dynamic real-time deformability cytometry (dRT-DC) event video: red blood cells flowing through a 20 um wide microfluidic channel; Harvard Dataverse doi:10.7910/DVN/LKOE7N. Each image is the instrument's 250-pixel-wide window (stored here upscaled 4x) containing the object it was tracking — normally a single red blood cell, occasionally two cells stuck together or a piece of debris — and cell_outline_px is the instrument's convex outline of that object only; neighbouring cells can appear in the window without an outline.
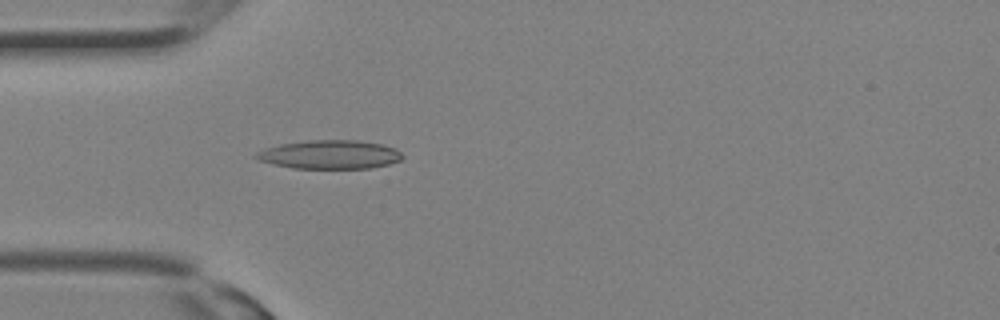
{"species": "Egyptian fruit bat (a non-hibernating species)", "species_latin": "Rousettus aegyptiacus", "temperature_condition": "room temperature", "stored_images_in_passage": 9, "camera_frame_rate_fps": 3000, "um_per_image_px": 0.085, "animal": {"sex": "female"}, "frame": {"image": 1, "passage_image": 3, "time_ms": 0.667, "image_size_px": [1000, 320], "cell_outline_px": [[404, 156], [400, 160], [388, 164], [372, 168], [292, 168], [272, 164], [260, 160], [252, 156], [256, 152], [264, 148], [280, 144], [308, 140], [356, 140], [384, 144], [396, 148]], "centroid_in_image_um": [28.03, 13.13], "position_along_channel_um": 57.0, "area_um2": 24.62}}
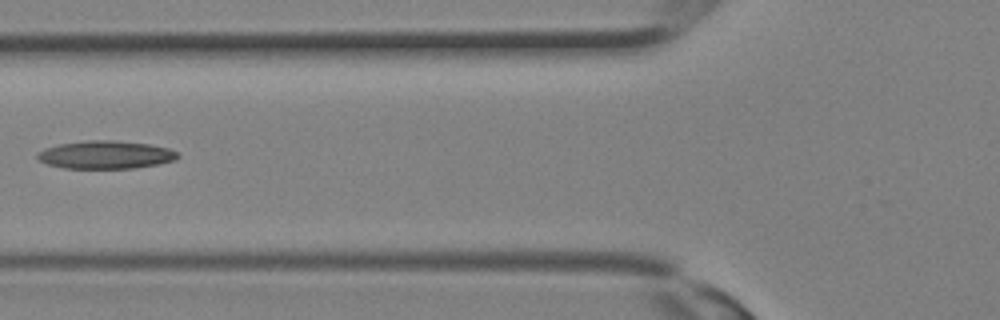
{"frame": {"image": 2, "passage_image": 6, "time_ms": 1.667, "image_size_px": [1000, 320], "cell_outline_px": [[180, 156], [176, 160], [156, 164], [132, 168], [64, 168], [48, 164], [40, 160], [36, 156], [36, 152], [60, 144], [84, 140], [112, 140], [148, 144], [168, 148], [176, 152]], "centroid_in_image_um": [8.98, 13.15], "position_along_channel_um": 116.8, "area_um2": 22.66}}
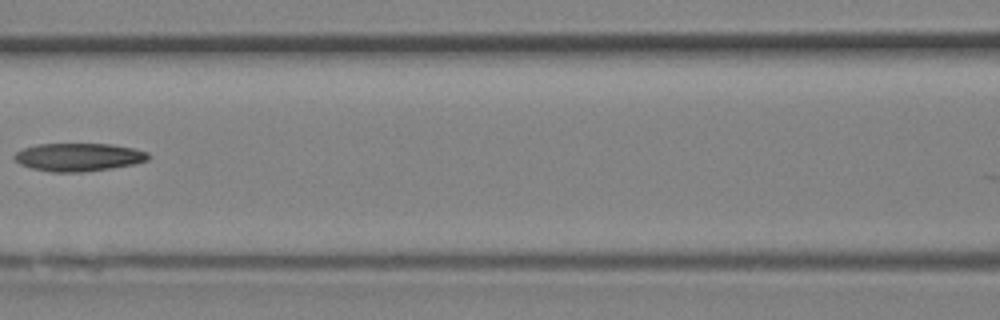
{"frame": {"image": 3, "passage_image": 8, "time_ms": 2.333, "image_size_px": [1000, 320], "cell_outline_px": [[148, 160], [132, 164], [112, 168], [80, 172], [52, 172], [32, 168], [20, 164], [12, 156], [16, 152], [24, 148], [36, 144], [112, 144], [132, 148], [148, 152]], "centroid_in_image_um": [6.65, 13.35], "position_along_channel_um": 160.0, "area_um2": 21.73}}